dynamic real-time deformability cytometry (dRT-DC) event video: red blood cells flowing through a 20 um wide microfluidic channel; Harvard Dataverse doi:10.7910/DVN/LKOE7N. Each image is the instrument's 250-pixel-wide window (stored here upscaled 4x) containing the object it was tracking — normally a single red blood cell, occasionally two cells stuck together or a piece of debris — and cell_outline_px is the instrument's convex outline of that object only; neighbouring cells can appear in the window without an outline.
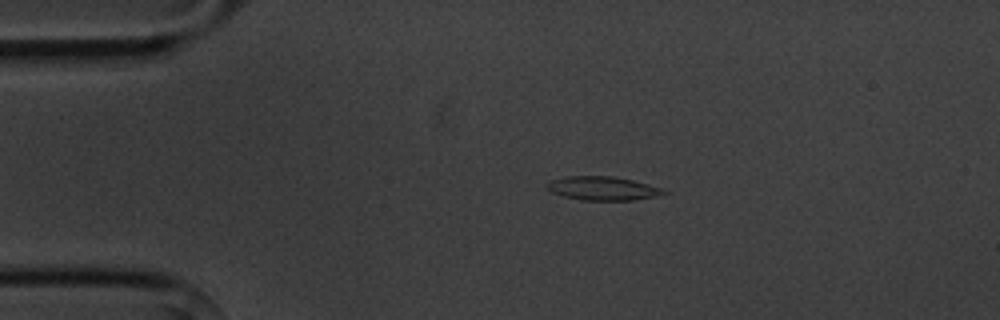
{"species": "common noctule bat (a hibernating species)", "species_latin": "Nyctalus noctula", "temperature_condition": "cold", "stored_images_in_passage": 4, "camera_frame_rate_fps": 3000, "um_per_image_px": 0.085, "animal": {"sex": "male", "body_mass_g": 20.1, "forearm_length_mm": 53.5}, "frame": {"image": 1, "passage_image": 3, "time_ms": 3.333, "image_size_px": [1000, 320], "cell_outline_px": [[668, 192], [656, 196], [632, 200], [580, 200], [564, 196], [552, 192], [544, 184], [548, 180], [568, 176], [612, 176], [632, 180], [660, 188]], "centroid_in_image_um": [51.16, 16.0], "position_along_channel_um": 33.8, "area_um2": 16.01}}